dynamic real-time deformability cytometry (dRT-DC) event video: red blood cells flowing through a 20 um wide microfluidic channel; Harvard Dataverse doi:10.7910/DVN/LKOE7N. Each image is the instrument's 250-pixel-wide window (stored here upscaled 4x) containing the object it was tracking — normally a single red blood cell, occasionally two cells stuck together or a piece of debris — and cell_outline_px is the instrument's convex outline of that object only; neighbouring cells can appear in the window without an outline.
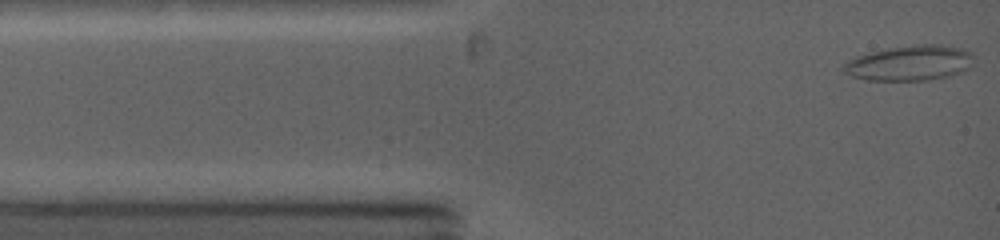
{"species": "common noctule bat (a hibernating species)", "species_latin": "Nyctalus noctula", "temperature_condition": "warm", "stored_images_in_passage": 5, "camera_frame_rate_fps": 5000, "um_per_image_px": 0.085, "animal": {"sex": "female", "body_mass_g": 19.0, "forearm_length_mm": 53.3}, "frame": {"image": 1, "passage_image": 1, "time_ms": 0.0, "image_size_px": [1000, 240], "cell_outline_px": [[976, 56], [968, 68], [964, 72], [948, 76], [928, 80], [864, 80], [852, 76], [844, 72], [840, 68], [848, 60], [856, 56], [868, 52], [888, 48], [916, 44], [940, 44], [964, 48], [972, 52]], "centroid_in_image_um": [77.36, 5.34], "position_along_channel_um": 7.6, "area_um2": 27.17}}